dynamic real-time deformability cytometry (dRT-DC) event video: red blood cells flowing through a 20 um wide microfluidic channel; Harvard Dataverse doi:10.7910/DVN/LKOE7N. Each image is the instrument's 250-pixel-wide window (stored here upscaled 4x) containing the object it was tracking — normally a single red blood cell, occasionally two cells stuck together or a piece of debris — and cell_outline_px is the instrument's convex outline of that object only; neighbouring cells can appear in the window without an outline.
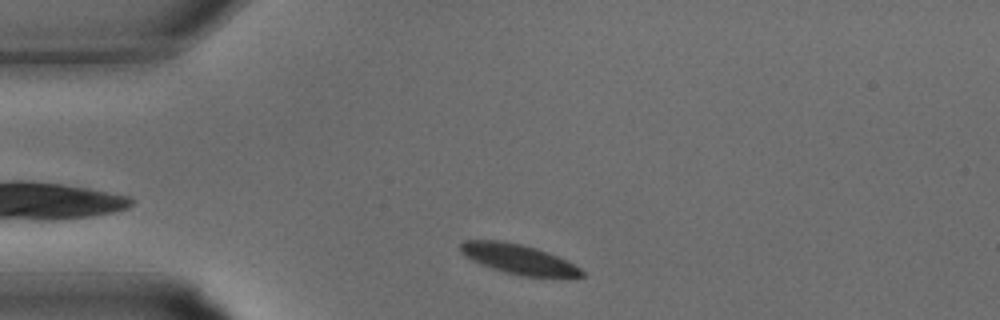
{"species": "common noctule bat (a hibernating species)", "species_latin": "Nyctalus noctula", "temperature_condition": "warm", "stored_images_in_passage": 22, "camera_frame_rate_fps": 3000, "um_per_image_px": 0.085, "animal": {"sex": "male", "body_mass_g": 15.6}, "frame": {"image": 1, "passage_image": 1, "time_ms": 0.0, "image_size_px": [1000, 320], "cell_outline_px": [[584, 276], [524, 276], [504, 272], [472, 260], [460, 252], [460, 244], [464, 240], [500, 240], [520, 244], [536, 248], [548, 252], [580, 268], [584, 272]], "centroid_in_image_um": [44.02, 22.0], "position_along_channel_um": 41.0, "area_um2": 20.52}}
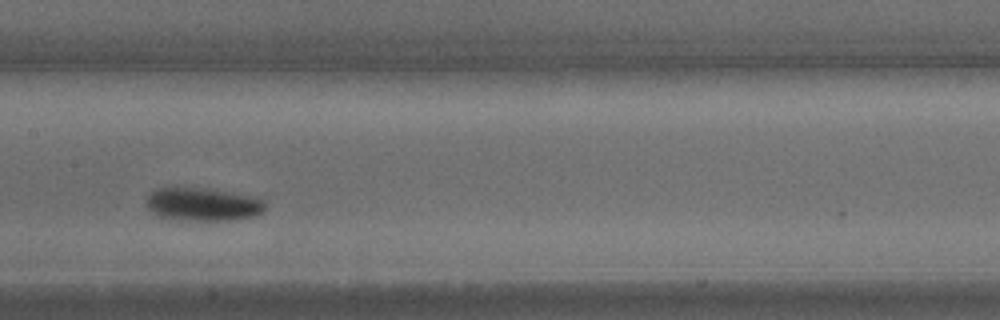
{"frame": {"image": 2, "passage_image": 10, "time_ms": 3.0, "image_size_px": [1000, 320], "cell_outline_px": [[264, 212], [256, 216], [240, 220], [168, 220], [160, 216], [148, 208], [148, 196], [152, 192], [160, 188], [208, 188], [252, 196], [264, 200]], "centroid_in_image_um": [17.3, 17.39], "position_along_channel_um": 190.1, "area_um2": 23.0}}
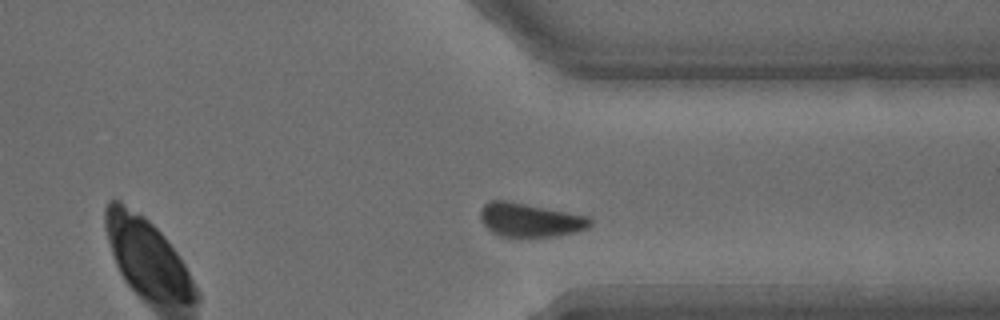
{"frame": {"image": 3, "passage_image": 19, "time_ms": 6.0, "image_size_px": [1000, 320], "cell_outline_px": [[592, 224], [588, 228], [576, 232], [560, 236], [500, 236], [492, 232], [480, 220], [480, 208], [488, 200], [504, 200], [588, 216], [592, 220]], "centroid_in_image_um": [45.04, 18.69], "position_along_channel_um": 366.4, "area_um2": 21.5}}